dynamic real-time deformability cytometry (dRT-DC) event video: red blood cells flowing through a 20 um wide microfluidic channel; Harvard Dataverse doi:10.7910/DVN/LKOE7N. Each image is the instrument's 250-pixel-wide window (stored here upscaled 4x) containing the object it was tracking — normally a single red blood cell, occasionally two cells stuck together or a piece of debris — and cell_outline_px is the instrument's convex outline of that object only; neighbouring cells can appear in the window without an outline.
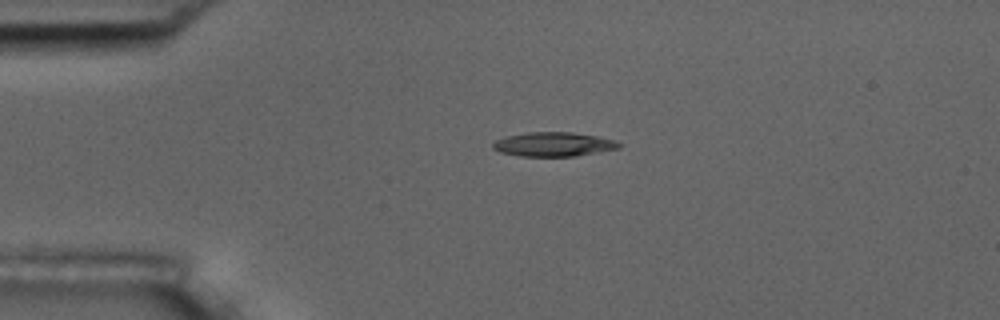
{"species": "common noctule bat (a hibernating species)", "species_latin": "Nyctalus noctula", "temperature_condition": "room temperature", "stored_images_in_passage": 4, "camera_frame_rate_fps": 3000, "um_per_image_px": 0.085, "animal": {"sex": "male", "body_mass_g": 17.5, "forearm_length_mm": 52.3}, "frame": {"image": 1, "passage_image": 3, "time_ms": 2.667, "image_size_px": [1000, 320], "cell_outline_px": [[624, 144], [620, 148], [600, 152], [576, 156], [520, 156], [500, 152], [492, 148], [492, 144], [496, 140], [504, 136], [528, 132], [572, 132], [600, 136], [616, 140]], "centroid_in_image_um": [47.1, 12.26], "position_along_channel_um": 37.9, "area_um2": 18.09}}